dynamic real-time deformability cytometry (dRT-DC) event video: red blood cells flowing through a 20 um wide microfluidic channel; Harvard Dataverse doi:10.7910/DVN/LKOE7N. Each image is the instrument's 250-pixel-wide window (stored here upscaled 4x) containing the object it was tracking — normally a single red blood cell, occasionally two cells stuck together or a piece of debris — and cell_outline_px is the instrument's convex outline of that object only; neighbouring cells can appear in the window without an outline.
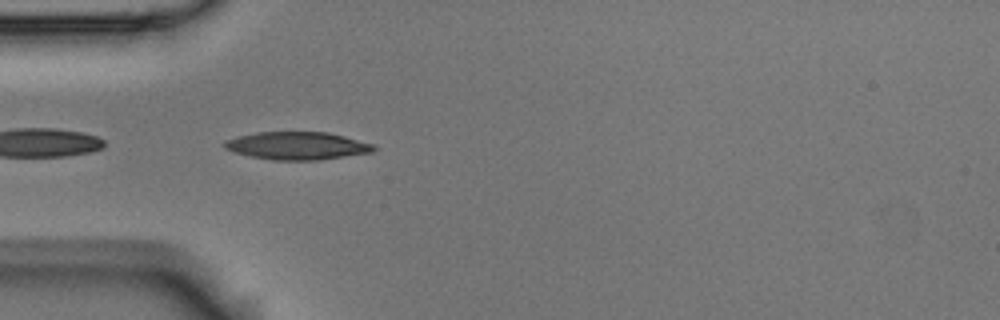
{"species": "Egyptian fruit bat (a non-hibernating species)", "species_latin": "Rousettus aegyptiacus", "temperature_condition": "room temperature", "stored_images_in_passage": 2, "camera_frame_rate_fps": 3000, "um_per_image_px": 0.085, "animal": {"sex": "male"}, "frame": {"image": 1, "passage_image": 2, "time_ms": 0.333, "image_size_px": [1000, 320], "cell_outline_px": [[376, 148], [372, 152], [320, 160], [272, 160], [232, 152], [224, 148], [220, 144], [224, 140], [236, 136], [256, 132], [328, 132], [376, 144]], "centroid_in_image_um": [25.23, 12.38], "position_along_channel_um": 59.8, "area_um2": 24.45}}